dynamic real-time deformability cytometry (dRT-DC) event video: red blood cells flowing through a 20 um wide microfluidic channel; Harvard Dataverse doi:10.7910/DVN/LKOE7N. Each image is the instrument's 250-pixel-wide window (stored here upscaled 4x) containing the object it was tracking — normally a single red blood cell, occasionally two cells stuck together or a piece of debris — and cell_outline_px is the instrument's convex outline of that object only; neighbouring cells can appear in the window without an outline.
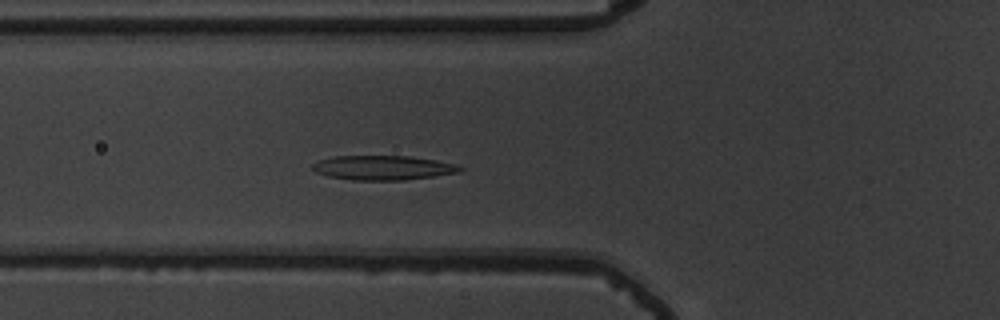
{"species": "common noctule bat (a hibernating species)", "species_latin": "Nyctalus noctula", "temperature_condition": "warm", "stored_images_in_passage": 52, "camera_frame_rate_fps": 3000, "um_per_image_px": 0.085, "animal": {"sex": "male", "body_mass_g": 19.5, "forearm_length_mm": 54.6}, "frame": {"image": 1, "passage_image": 17, "time_ms": 5.333, "image_size_px": [1000, 320], "cell_outline_px": [[464, 168], [460, 172], [436, 176], [404, 180], [352, 180], [328, 176], [316, 172], [312, 168], [312, 164], [320, 160], [336, 156], [412, 156], [436, 160], [456, 164]], "centroid_in_image_um": [32.59, 14.26], "position_along_channel_um": 93.2, "area_um2": 21.04}}
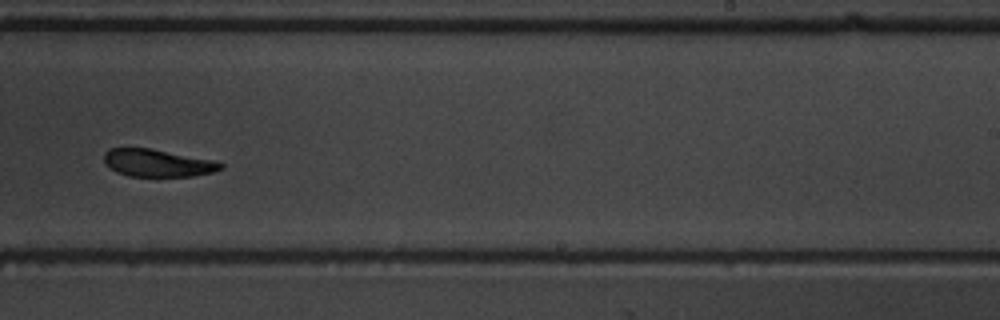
{"frame": {"image": 2, "passage_image": 32, "time_ms": 10.333, "image_size_px": [1000, 320], "cell_outline_px": [[224, 168], [212, 172], [192, 176], [128, 176], [116, 172], [104, 164], [104, 152], [108, 148], [152, 148], [216, 160], [224, 164]], "centroid_in_image_um": [13.39, 13.84], "position_along_channel_um": 275.6, "area_um2": 18.96}}
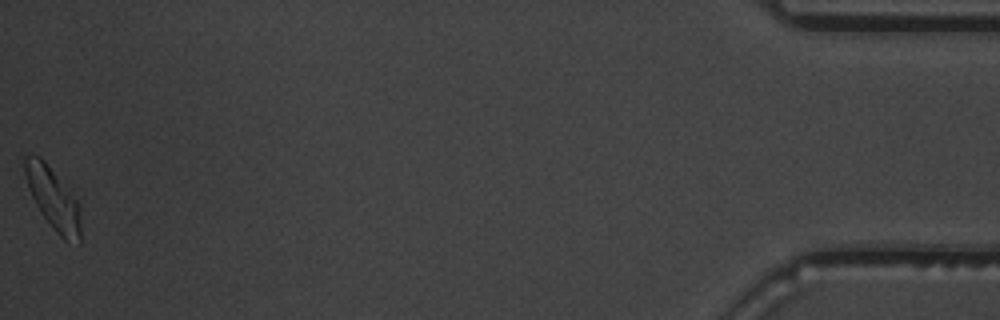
{"frame": {"image": 3, "passage_image": 52, "time_ms": 17.0, "image_size_px": [1000, 320], "cell_outline_px": [[80, 244], [64, 240], [56, 232], [44, 216], [36, 204], [28, 188], [24, 176], [24, 156], [40, 156], [44, 160], [80, 204]], "centroid_in_image_um": [4.52, 16.89], "position_along_channel_um": 430.7, "area_um2": 19.83}, "authors_computed_cell_mechanics": {"area_um2": 20.6924, "velocity_mm_per_s": 3.6534, "shape_relaxation_time_tau1_ms": 4.0279, "shape_relaxation_time_tau2_ms": 6.0088, "deformation_change_tau1": 0.1366, "deformation_change_tau2": 0.1368}}